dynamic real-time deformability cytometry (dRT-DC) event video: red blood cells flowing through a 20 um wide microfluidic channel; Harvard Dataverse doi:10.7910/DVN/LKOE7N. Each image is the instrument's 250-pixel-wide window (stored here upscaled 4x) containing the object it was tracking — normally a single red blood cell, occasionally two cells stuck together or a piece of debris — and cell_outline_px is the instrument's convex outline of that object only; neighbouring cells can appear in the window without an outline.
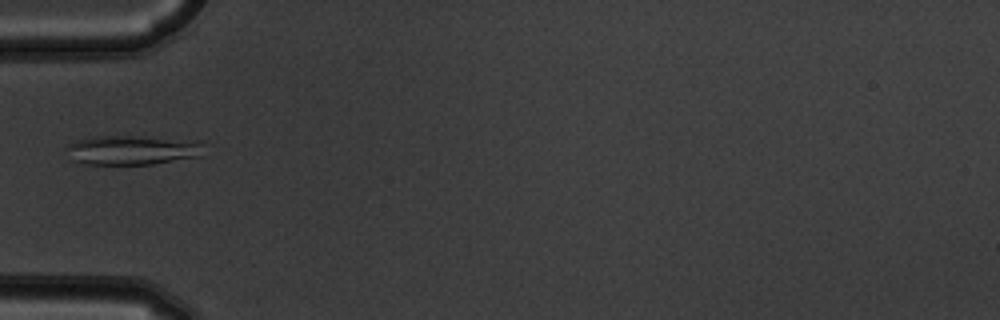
{"species": "common noctule bat (a hibernating species)", "species_latin": "Nyctalus noctula", "temperature_condition": "warm", "stored_images_in_passage": 6, "camera_frame_rate_fps": 3000, "um_per_image_px": 0.085, "animal": {"sex": "male", "body_mass_g": 19.5, "forearm_length_mm": 54.6}, "frame": {"image": 1, "passage_image": 5, "time_ms": 1.333, "image_size_px": [1000, 320], "cell_outline_px": [[204, 156], [152, 164], [84, 164], [72, 160], [64, 148], [68, 144], [76, 140], [96, 136], [132, 136], [204, 140]], "centroid_in_image_um": [11.31, 12.75], "position_along_channel_um": 73.7, "area_um2": 24.1}}